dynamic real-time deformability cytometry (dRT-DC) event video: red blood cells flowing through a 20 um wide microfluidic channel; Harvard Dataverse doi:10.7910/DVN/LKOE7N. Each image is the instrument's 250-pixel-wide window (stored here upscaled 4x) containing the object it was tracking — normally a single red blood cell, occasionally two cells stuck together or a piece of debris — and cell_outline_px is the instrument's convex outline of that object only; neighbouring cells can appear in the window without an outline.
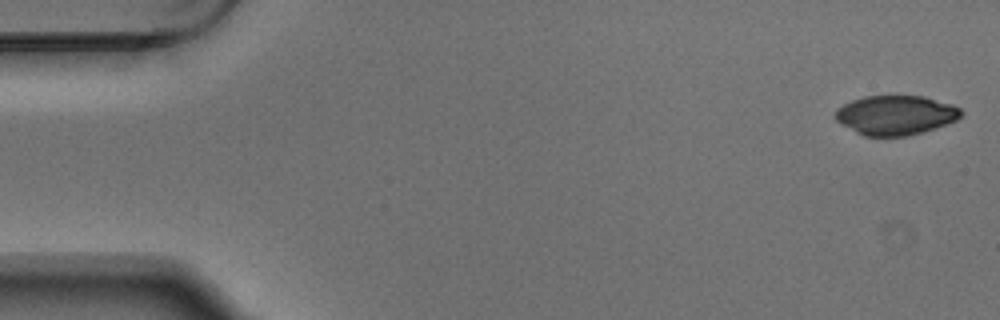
{"species": "Egyptian fruit bat (a non-hibernating species)", "species_latin": "Rousettus aegyptiacus", "temperature_condition": "warm", "stored_images_in_passage": 4, "camera_frame_rate_fps": 3000, "um_per_image_px": 0.085, "animal": {"sex": "male"}, "frame": {"image": 1, "passage_image": 1, "time_ms": 0.0, "image_size_px": [1000, 320], "cell_outline_px": [[964, 112], [956, 120], [908, 136], [864, 136], [840, 124], [836, 120], [836, 108], [852, 100], [864, 96], [924, 96], [952, 104], [960, 108]], "centroid_in_image_um": [76.11, 9.78], "position_along_channel_um": 8.9, "area_um2": 28.73}}
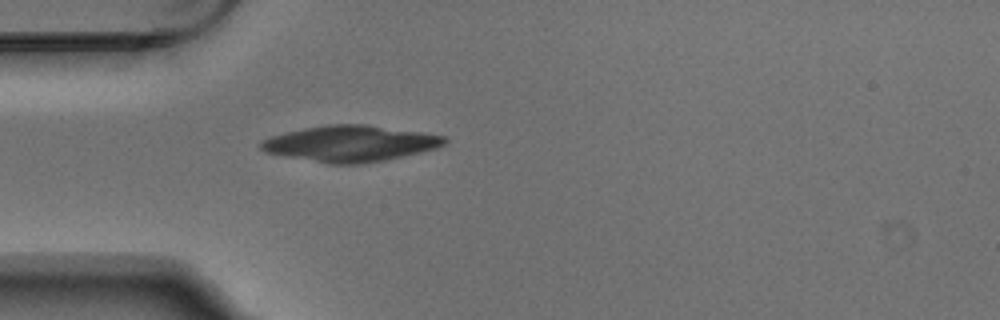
{"frame": {"image": 2, "passage_image": 4, "time_ms": 1.0, "image_size_px": [1000, 320], "cell_outline_px": [[448, 140], [444, 144], [436, 148], [420, 152], [384, 160], [364, 164], [328, 164], [284, 156], [264, 152], [260, 148], [260, 140], [272, 136], [304, 128], [328, 124], [364, 124], [420, 132], [444, 136]], "centroid_in_image_um": [29.74, 12.21], "position_along_channel_um": 55.3, "area_um2": 38.38}}